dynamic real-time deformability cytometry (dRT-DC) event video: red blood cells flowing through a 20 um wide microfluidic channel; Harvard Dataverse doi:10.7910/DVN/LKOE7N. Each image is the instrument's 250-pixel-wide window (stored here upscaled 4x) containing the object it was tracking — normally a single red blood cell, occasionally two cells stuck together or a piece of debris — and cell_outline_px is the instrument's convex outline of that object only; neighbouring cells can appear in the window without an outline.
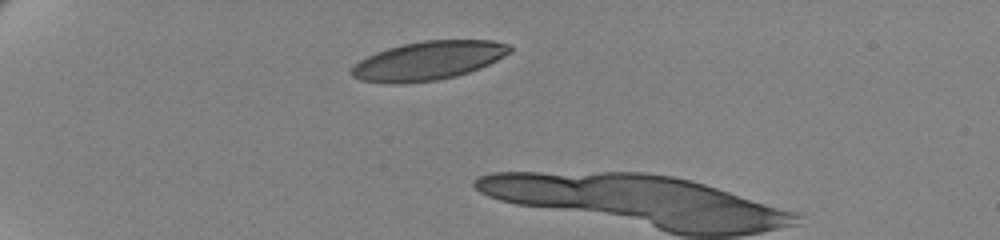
{"species": "human", "species_latin": "Homo sapiens", "temperature_condition": "cold", "stored_images_in_passage": 13, "camera_frame_rate_fps": 3000, "um_per_image_px": 0.085, "donor": {"sex": "female"}, "frame": {"image": 1, "passage_image": 1, "time_ms": 0.0, "image_size_px": [1000, 240], "cell_outline_px": [[512, 52], [480, 68], [456, 76], [436, 80], [404, 84], [392, 84], [360, 80], [352, 76], [348, 72], [360, 60], [376, 52], [388, 48], [404, 44], [424, 40], [492, 40], [508, 44], [512, 48]], "centroid_in_image_um": [36.4, 5.16], "position_along_channel_um": 48.6, "area_um2": 35.72}}
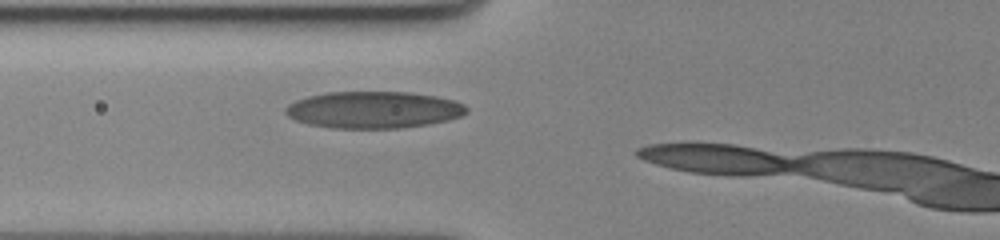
{"frame": {"image": 2, "passage_image": 9, "time_ms": 2.667, "image_size_px": [1000, 240], "cell_outline_px": [[468, 112], [460, 116], [448, 120], [428, 124], [400, 128], [336, 128], [308, 124], [296, 120], [288, 116], [284, 112], [284, 108], [288, 104], [296, 100], [308, 96], [328, 92], [408, 92], [436, 96], [452, 100], [464, 104], [468, 108]], "centroid_in_image_um": [31.75, 9.33], "position_along_channel_um": 94.1, "area_um2": 38.84}}
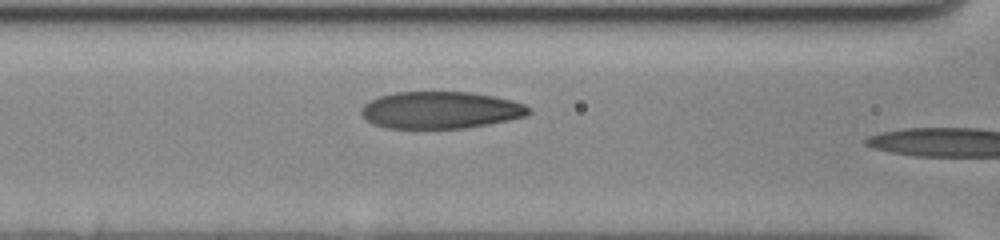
{"frame": {"image": 3, "passage_image": 12, "time_ms": 3.667, "image_size_px": [1000, 240], "cell_outline_px": [[532, 112], [528, 116], [488, 124], [464, 128], [384, 128], [372, 124], [364, 120], [360, 112], [360, 108], [364, 104], [380, 96], [396, 92], [472, 92], [512, 100], [524, 104], [532, 108]], "centroid_in_image_um": [37.44, 9.36], "position_along_channel_um": 129.2, "area_um2": 36.41}}